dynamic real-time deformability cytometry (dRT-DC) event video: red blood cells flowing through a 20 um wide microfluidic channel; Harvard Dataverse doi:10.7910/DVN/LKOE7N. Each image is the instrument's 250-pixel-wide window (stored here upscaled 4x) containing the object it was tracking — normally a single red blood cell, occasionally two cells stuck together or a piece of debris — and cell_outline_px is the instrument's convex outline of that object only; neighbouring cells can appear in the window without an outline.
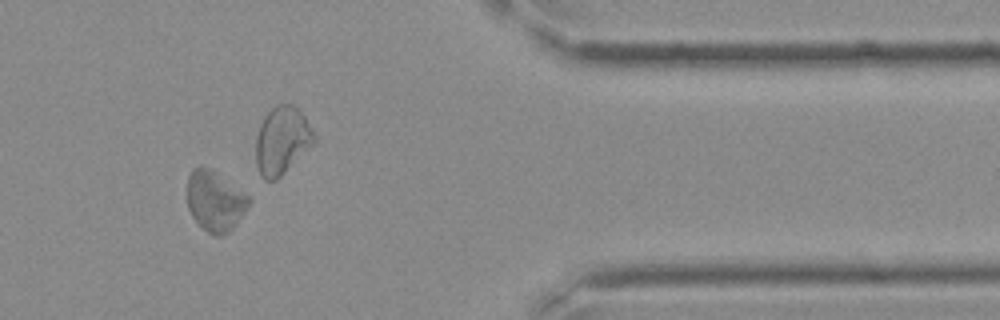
{"species": "Egyptian fruit bat (a non-hibernating species)", "species_latin": "Rousettus aegyptiacus", "temperature_condition": "cold", "stored_images_in_passage": 27, "camera_frame_rate_fps": 3000, "um_per_image_px": 0.085, "frame": {"image": 1, "passage_image": 23, "time_ms": 7.333, "image_size_px": [1000, 320], "cell_outline_px": [[252, 200], [236, 224], [224, 236], [212, 236], [192, 216], [188, 208], [188, 176], [192, 168], [208, 168], [252, 196]], "centroid_in_image_um": [18.31, 17.11], "position_along_channel_um": 393.1, "area_um2": 21.44}}